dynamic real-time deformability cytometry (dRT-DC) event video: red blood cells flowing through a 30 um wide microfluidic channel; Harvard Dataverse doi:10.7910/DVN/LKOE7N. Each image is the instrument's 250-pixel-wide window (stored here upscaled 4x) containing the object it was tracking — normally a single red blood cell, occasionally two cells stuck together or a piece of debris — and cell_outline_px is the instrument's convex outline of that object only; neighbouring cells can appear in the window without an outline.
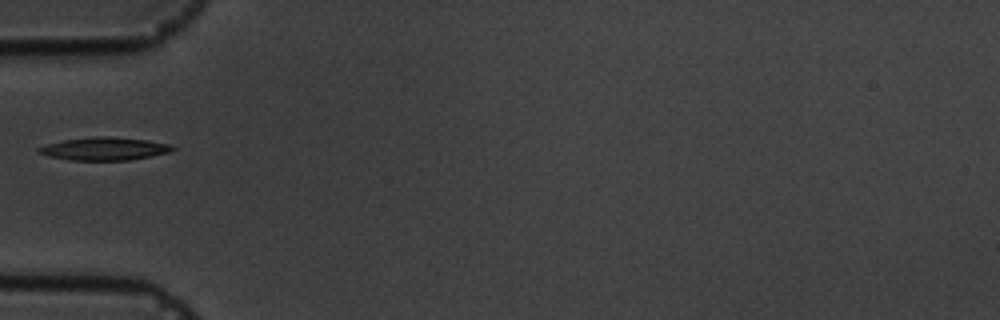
{"species": "common noctule bat (a hibernating species)", "species_latin": "Nyctalus noctula", "temperature_condition": "cold", "stored_images_in_passage": 1, "camera_frame_rate_fps": 3000, "um_per_image_px": 0.085, "animal": {"sex": "male", "body_mass_g": 19.5, "forearm_length_mm": 54.6}, "frame": {"image": 1, "passage_image": 1, "time_ms": 0.0, "image_size_px": [1000, 320], "cell_outline_px": [[176, 148], [168, 152], [128, 160], [68, 160], [48, 156], [36, 152], [36, 148], [48, 144], [64, 140], [96, 136], [108, 136], [148, 140], [168, 144]], "centroid_in_image_um": [8.81, 12.64], "position_along_channel_um": 76.2, "area_um2": 17.69}}